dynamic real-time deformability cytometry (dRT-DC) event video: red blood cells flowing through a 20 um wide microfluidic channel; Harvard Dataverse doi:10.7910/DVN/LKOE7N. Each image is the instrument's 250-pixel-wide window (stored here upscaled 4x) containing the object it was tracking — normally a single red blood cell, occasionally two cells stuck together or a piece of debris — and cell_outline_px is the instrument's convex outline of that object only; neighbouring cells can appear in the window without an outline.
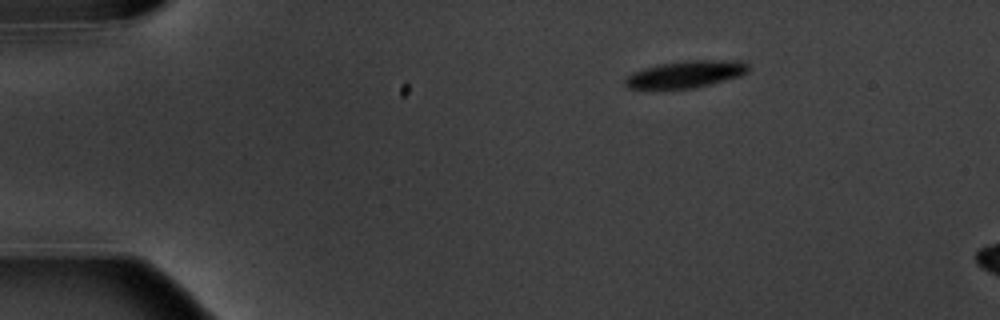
{"species": "common noctule bat (a hibernating species)", "species_latin": "Nyctalus noctula", "temperature_condition": "warm", "stored_images_in_passage": 4, "camera_frame_rate_fps": 3000, "um_per_image_px": 0.085, "animal": {"sex": "male", "body_mass_g": 20.1, "forearm_length_mm": 53.5}, "frame": {"image": 1, "passage_image": 1, "time_ms": 0.0, "image_size_px": [1000, 320], "cell_outline_px": [[748, 72], [740, 76], [692, 88], [628, 88], [624, 84], [624, 80], [632, 72], [644, 68], [660, 64], [688, 60], [740, 60], [748, 64]], "centroid_in_image_um": [58.3, 6.29], "position_along_channel_um": 26.7, "area_um2": 19.13}}